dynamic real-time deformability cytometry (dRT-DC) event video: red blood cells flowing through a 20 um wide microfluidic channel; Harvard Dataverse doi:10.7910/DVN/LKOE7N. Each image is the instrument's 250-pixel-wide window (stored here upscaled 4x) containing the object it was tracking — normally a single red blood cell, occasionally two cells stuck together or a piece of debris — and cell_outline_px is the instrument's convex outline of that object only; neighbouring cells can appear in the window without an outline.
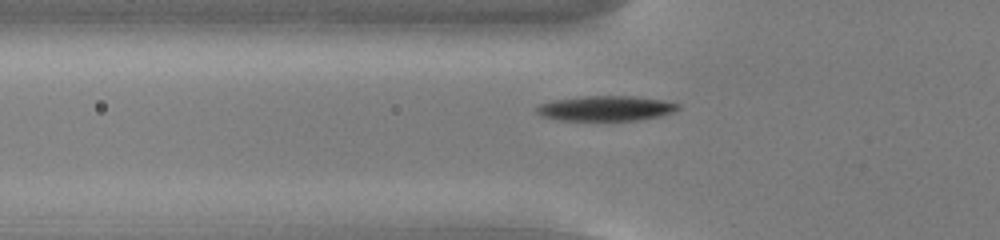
{"species": "common noctule bat (a hibernating species)", "species_latin": "Nyctalus noctula", "temperature_condition": "cold", "stored_images_in_passage": 43, "camera_frame_rate_fps": 3000, "um_per_image_px": 0.085, "animal": {"sex": "male", "body_mass_g": 13.0, "forearm_length_mm": 53.1}, "frame": {"image": 1, "passage_image": 7, "time_ms": 2.0, "image_size_px": [1000, 240], "cell_outline_px": [[680, 108], [676, 112], [660, 116], [636, 120], [556, 120], [540, 116], [536, 112], [536, 108], [540, 104], [552, 100], [584, 96], [632, 96], [660, 100], [680, 104]], "centroid_in_image_um": [51.48, 9.21], "position_along_channel_um": 74.3, "area_um2": 20.69}}
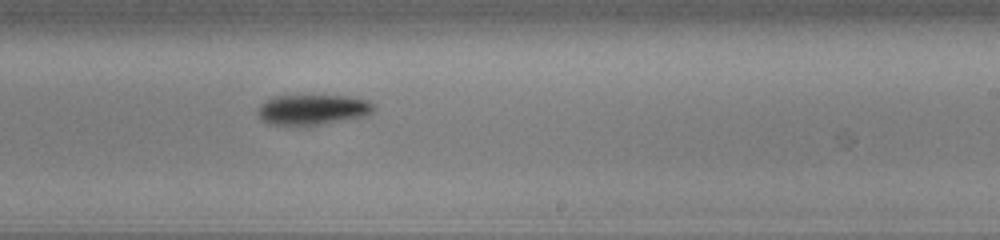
{"frame": {"image": 2, "passage_image": 22, "time_ms": 7.0, "image_size_px": [1000, 240], "cell_outline_px": [[376, 108], [372, 112], [364, 116], [316, 124], [268, 124], [260, 116], [260, 104], [276, 96], [348, 96], [368, 100], [376, 104]], "centroid_in_image_um": [26.65, 9.29], "position_along_channel_um": 262.3, "area_um2": 19.77}}
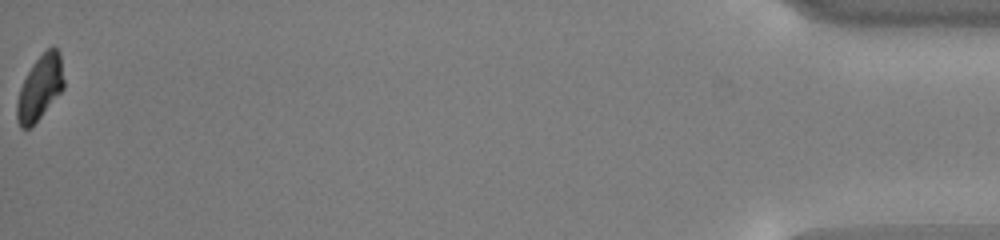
{"frame": {"image": 3, "passage_image": 43, "time_ms": 14.0, "image_size_px": [1000, 240], "cell_outline_px": [[64, 88], [40, 116], [28, 128], [20, 128], [16, 120], [16, 104], [20, 88], [32, 64], [52, 44], [60, 52], [64, 80]], "centroid_in_image_um": [3.39, 7.42], "position_along_channel_um": 431.8, "area_um2": 17.4}, "authors_computed_cell_mechanics": {"area_um2": 19.7676, "velocity_mm_per_s": 3.7758, "shape_relaxation_time_tau1_ms": 1.2396, "shape_relaxation_time_tau2_ms": null, "deformation_change_tau1": 0.1023, "deformation_change_tau2": null}}